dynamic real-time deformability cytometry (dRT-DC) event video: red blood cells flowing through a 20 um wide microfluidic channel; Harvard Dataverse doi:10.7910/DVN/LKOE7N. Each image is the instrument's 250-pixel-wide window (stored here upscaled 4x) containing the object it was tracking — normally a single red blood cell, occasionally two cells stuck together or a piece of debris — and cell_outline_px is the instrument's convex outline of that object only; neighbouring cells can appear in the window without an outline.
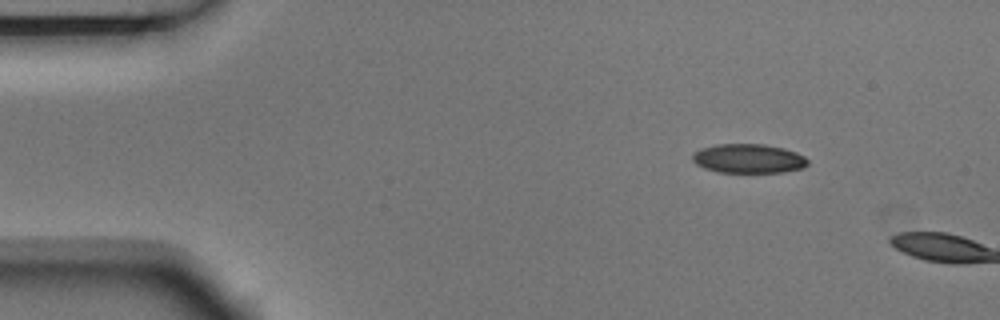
{"species": "Egyptian fruit bat (a non-hibernating species)", "species_latin": "Rousettus aegyptiacus", "temperature_condition": "room temperature", "stored_images_in_passage": 2, "camera_frame_rate_fps": 3000, "um_per_image_px": 0.085, "animal": {"sex": "male"}, "frame": {"image": 1, "passage_image": 1, "time_ms": 0.0, "image_size_px": [1000, 320], "cell_outline_px": [[808, 164], [804, 168], [784, 172], [716, 172], [704, 168], [696, 164], [692, 160], [692, 156], [700, 148], [716, 144], [764, 144], [784, 148], [796, 152], [804, 156], [808, 160]], "centroid_in_image_um": [63.63, 13.48], "position_along_channel_um": 21.4, "area_um2": 19.71}}